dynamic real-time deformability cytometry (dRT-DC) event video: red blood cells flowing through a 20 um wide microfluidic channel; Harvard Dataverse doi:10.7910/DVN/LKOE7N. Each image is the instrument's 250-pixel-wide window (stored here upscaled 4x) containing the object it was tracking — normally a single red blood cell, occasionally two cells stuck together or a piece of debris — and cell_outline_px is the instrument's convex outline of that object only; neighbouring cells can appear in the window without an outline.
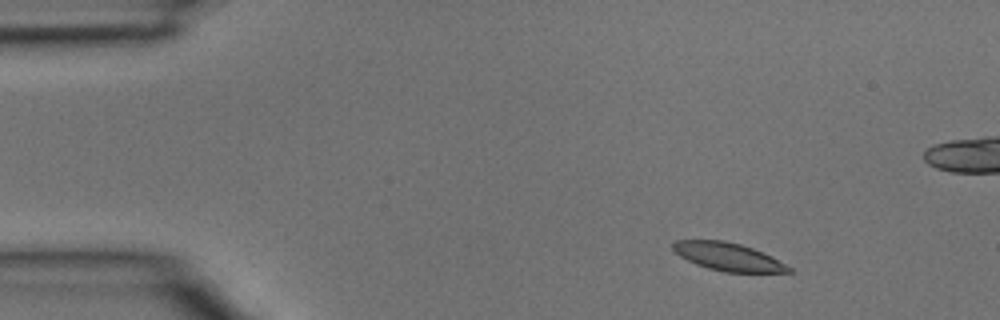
{"species": "common noctule bat (a hibernating species)", "species_latin": "Nyctalus noctula", "temperature_condition": "room temperature", "stored_images_in_passage": 3, "segment_of_instrument_passage": [1, 2], "camera_frame_rate_fps": 3000, "um_per_image_px": 0.085, "animal": {"sex": "male", "body_mass_g": 15.6}, "frame": {"image": 1, "passage_image": 1, "time_ms": 0.0, "image_size_px": [1000, 320], "cell_outline_px": [[796, 272], [724, 272], [708, 268], [696, 264], [680, 256], [672, 248], [672, 244], [676, 240], [724, 240], [740, 244], [752, 248], [792, 268]], "centroid_in_image_um": [61.85, 21.82], "position_along_channel_um": 23.2, "area_um2": 18.5}}